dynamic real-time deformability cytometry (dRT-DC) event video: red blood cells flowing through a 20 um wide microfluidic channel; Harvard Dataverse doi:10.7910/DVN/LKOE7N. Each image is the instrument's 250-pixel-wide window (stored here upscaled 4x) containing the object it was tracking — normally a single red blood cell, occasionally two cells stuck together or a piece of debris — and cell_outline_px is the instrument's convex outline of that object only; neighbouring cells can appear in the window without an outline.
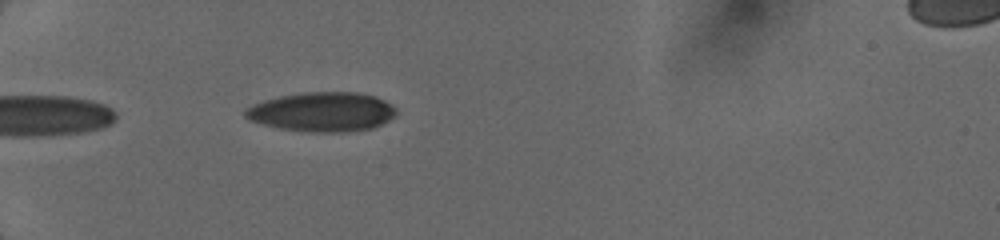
{"species": "human", "species_latin": "Homo sapiens", "temperature_condition": "cold", "stored_images_in_passage": 1, "camera_frame_rate_fps": 3000, "um_per_image_px": 0.085, "donor": {"sex": "female"}, "frame": {"image": 1, "passage_image": 1, "time_ms": 0.0, "image_size_px": [1000, 240], "cell_outline_px": [[396, 112], [388, 120], [372, 128], [344, 132], [308, 132], [280, 128], [248, 120], [244, 116], [244, 108], [252, 104], [264, 100], [280, 96], [304, 92], [356, 92], [376, 96], [392, 104], [396, 108]], "centroid_in_image_um": [27.35, 9.5], "position_along_channel_um": 57.6, "area_um2": 34.68}}